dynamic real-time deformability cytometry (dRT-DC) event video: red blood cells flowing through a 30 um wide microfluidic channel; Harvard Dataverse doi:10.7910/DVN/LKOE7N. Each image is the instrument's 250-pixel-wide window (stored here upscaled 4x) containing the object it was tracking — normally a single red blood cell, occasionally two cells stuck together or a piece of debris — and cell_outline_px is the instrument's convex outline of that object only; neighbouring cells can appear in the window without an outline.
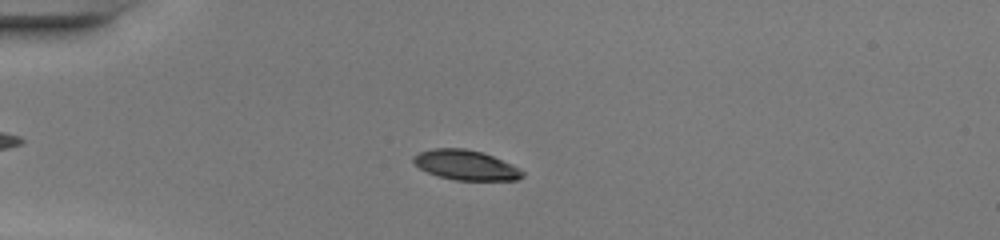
{"species": "common noctule bat (a hibernating species)", "species_latin": "Nyctalus noctula", "temperature_condition": "warm", "stored_images_in_passage": 49, "camera_frame_rate_fps": 3000, "um_per_image_px": 0.085, "animal": {"sex": "female", "body_mass_g": 20.0, "forearm_length_mm": 54.0}, "frame": {"image": 1, "passage_image": 14, "time_ms": 4.333, "image_size_px": [1000, 240], "cell_outline_px": [[524, 176], [516, 180], [456, 180], [436, 176], [420, 168], [412, 160], [412, 156], [420, 152], [432, 148], [464, 148], [480, 152], [492, 156], [512, 164], [520, 168], [524, 172]], "centroid_in_image_um": [39.59, 14.03], "position_along_channel_um": 45.4, "area_um2": 18.96}}
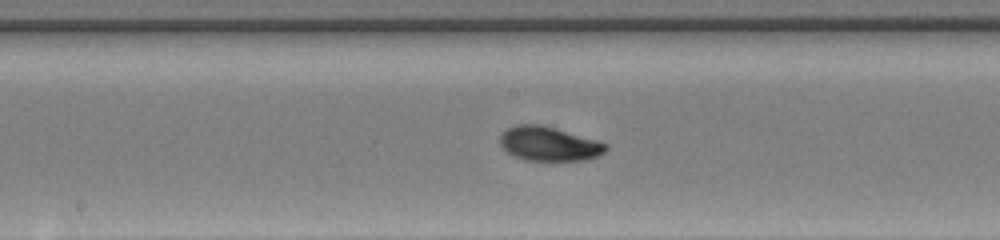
{"frame": {"image": 2, "passage_image": 27, "time_ms": 8.667, "image_size_px": [1000, 240], "cell_outline_px": [[608, 148], [600, 156], [588, 160], [524, 160], [512, 156], [500, 148], [500, 136], [508, 128], [516, 124], [540, 124], [596, 140], [608, 144]], "centroid_in_image_um": [46.64, 12.24], "position_along_channel_um": 201.6, "area_um2": 21.21}}
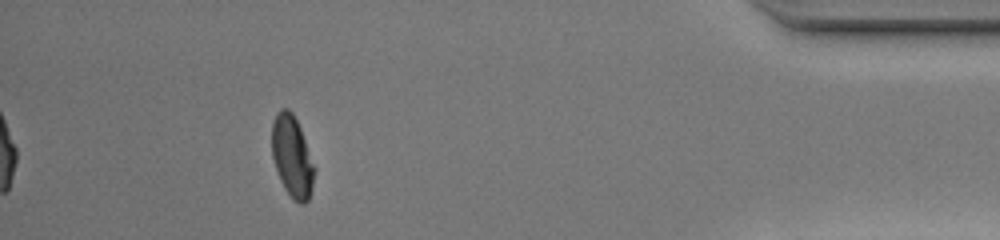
{"frame": {"image": 3, "passage_image": 45, "time_ms": 14.667, "image_size_px": [1000, 240], "cell_outline_px": [[316, 168], [312, 188], [308, 200], [304, 204], [300, 204], [292, 200], [284, 188], [280, 180], [272, 156], [272, 120], [276, 112], [280, 108], [288, 108], [292, 112], [300, 128]], "centroid_in_image_um": [24.83, 13.31], "position_along_channel_um": 410.4, "area_um2": 20.4}, "authors_computed_cell_mechanics": {"area_um2": 20.4034, "velocity_mm_per_s": 4.2903, "shape_relaxation_time_tau1_ms": 4.4316, "shape_relaxation_time_tau2_ms": 1.2136, "deformation_change_tau1": 0.2156, "deformation_change_tau2": 0.0356}}